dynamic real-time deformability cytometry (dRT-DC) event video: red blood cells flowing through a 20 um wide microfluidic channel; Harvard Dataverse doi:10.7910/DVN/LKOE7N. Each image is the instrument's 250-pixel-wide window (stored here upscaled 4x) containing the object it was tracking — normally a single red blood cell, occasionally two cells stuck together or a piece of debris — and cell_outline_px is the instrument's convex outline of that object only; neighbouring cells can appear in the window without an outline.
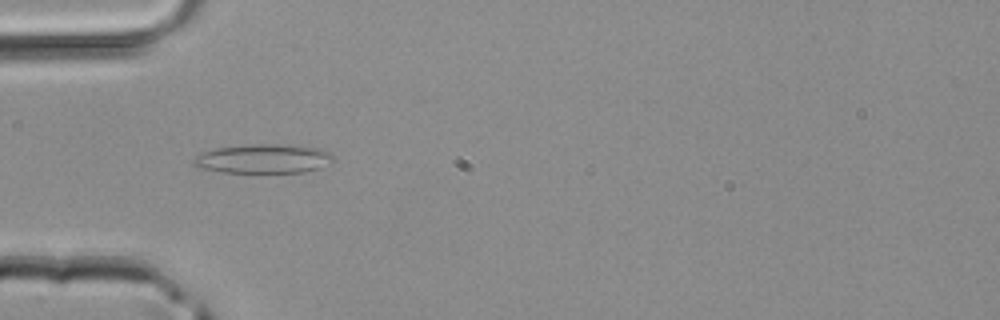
{"species": "common noctule bat (a hibernating species)", "species_latin": "Nyctalus noctula", "temperature_condition": "room temperature", "stored_images_in_passage": 35, "camera_frame_rate_fps": 3000, "um_per_image_px": 0.085, "animal": {"sex": "male", "body_mass_g": 20.4}, "frame": {"image": 1, "passage_image": 5, "time_ms": 1.333, "image_size_px": [1000, 320], "cell_outline_px": [[332, 160], [320, 168], [304, 172], [224, 172], [196, 168], [192, 164], [192, 160], [196, 156], [204, 152], [216, 148], [252, 144], [300, 144], [320, 148], [332, 152]], "centroid_in_image_um": [22.4, 13.48], "position_along_channel_um": 62.6, "area_um2": 23.99}}
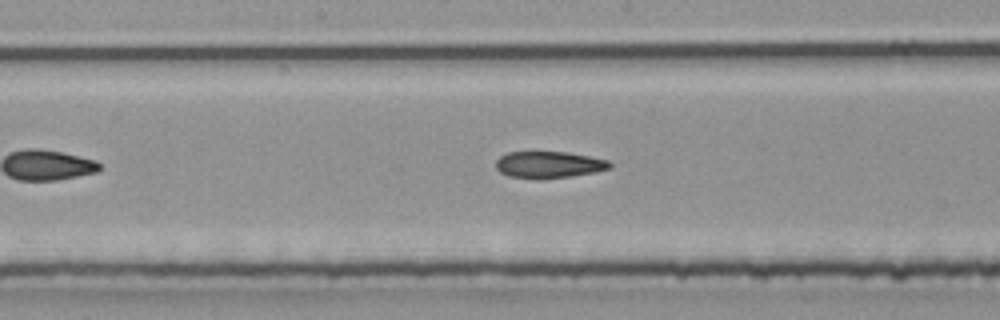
{"frame": {"image": 2, "passage_image": 14, "time_ms": 4.333, "image_size_px": [1000, 320], "cell_outline_px": [[612, 168], [596, 172], [572, 176], [540, 180], [508, 176], [500, 172], [496, 168], [496, 160], [500, 156], [508, 152], [568, 152], [608, 160], [612, 164]], "centroid_in_image_um": [46.66, 14.01], "position_along_channel_um": 201.5, "area_um2": 17.98}}
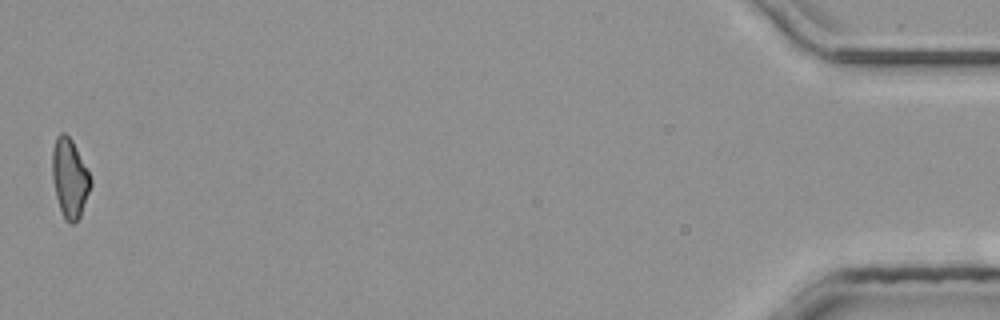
{"frame": {"image": 3, "passage_image": 35, "time_ms": 11.333, "image_size_px": [1000, 320], "cell_outline_px": [[92, 184], [80, 216], [72, 224], [68, 224], [64, 220], [56, 196], [52, 180], [52, 148], [56, 136], [60, 132], [64, 132], [72, 140], [92, 180]], "centroid_in_image_um": [5.9, 15.14], "position_along_channel_um": 429.3, "area_um2": 17.63}}